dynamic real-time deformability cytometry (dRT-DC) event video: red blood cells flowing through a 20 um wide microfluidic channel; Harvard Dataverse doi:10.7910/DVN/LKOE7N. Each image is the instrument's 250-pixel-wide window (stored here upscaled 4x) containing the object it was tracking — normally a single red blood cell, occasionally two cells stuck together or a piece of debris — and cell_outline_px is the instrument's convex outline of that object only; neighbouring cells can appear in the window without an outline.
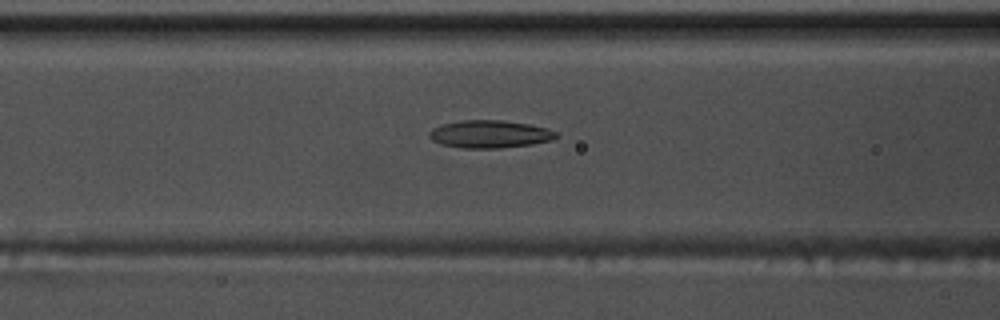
{"species": "common noctule bat (a hibernating species)", "species_latin": "Nyctalus noctula", "temperature_condition": "warm", "stored_images_in_passage": 42, "camera_frame_rate_fps": 3000, "um_per_image_px": 0.085, "animal": {"sex": "male", "body_mass_g": 17.5, "forearm_length_mm": 52.3}, "frame": {"image": 1, "passage_image": 10, "time_ms": 3.0, "image_size_px": [1000, 320], "cell_outline_px": [[560, 136], [552, 140], [532, 144], [500, 148], [464, 148], [440, 144], [432, 140], [428, 136], [428, 132], [432, 128], [440, 124], [464, 120], [500, 120], [528, 124], [548, 128], [556, 132]], "centroid_in_image_um": [41.62, 11.4], "position_along_channel_um": 125.0, "area_um2": 20.58}}
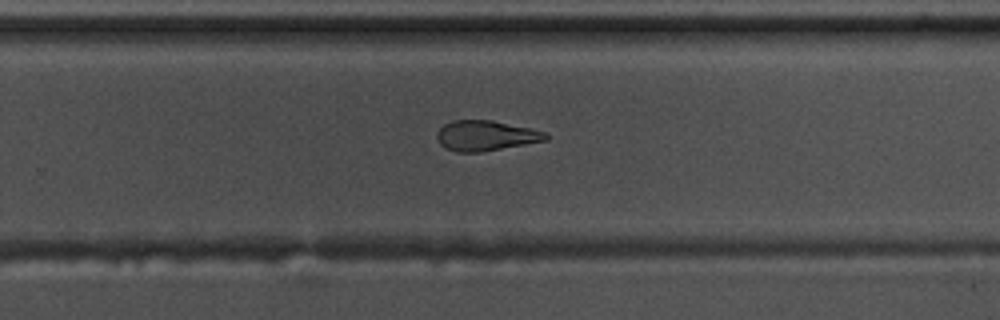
{"frame": {"image": 2, "passage_image": 23, "time_ms": 7.333, "image_size_px": [1000, 320], "cell_outline_px": [[548, 140], [480, 152], [456, 152], [440, 144], [436, 136], [440, 128], [444, 124], [452, 120], [492, 120], [532, 128], [548, 132]], "centroid_in_image_um": [41.32, 11.52], "position_along_channel_um": 288.5, "area_um2": 19.19}}
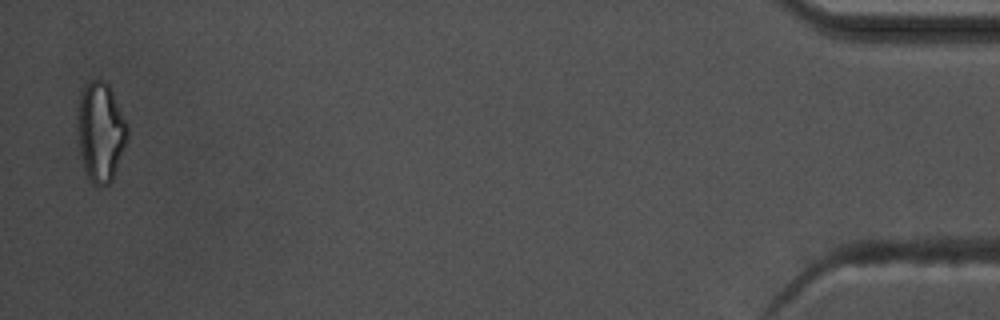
{"frame": {"image": 3, "passage_image": 41, "time_ms": 13.333, "image_size_px": [1000, 320], "cell_outline_px": [[128, 136], [112, 180], [108, 184], [100, 188], [88, 176], [84, 168], [80, 152], [76, 132], [76, 108], [80, 92], [92, 80], [104, 80], [108, 84], [128, 124]], "centroid_in_image_um": [8.52, 11.18], "position_along_channel_um": 426.7, "area_um2": 29.07}, "authors_computed_cell_mechanics": {"area_um2": 20.6346, "velocity_mm_per_s": 3.7878, "shape_relaxation_time_tau1_ms": null, "shape_relaxation_time_tau2_ms": 3.9962, "deformation_change_tau1": null, "deformation_change_tau2": 0.1422}}